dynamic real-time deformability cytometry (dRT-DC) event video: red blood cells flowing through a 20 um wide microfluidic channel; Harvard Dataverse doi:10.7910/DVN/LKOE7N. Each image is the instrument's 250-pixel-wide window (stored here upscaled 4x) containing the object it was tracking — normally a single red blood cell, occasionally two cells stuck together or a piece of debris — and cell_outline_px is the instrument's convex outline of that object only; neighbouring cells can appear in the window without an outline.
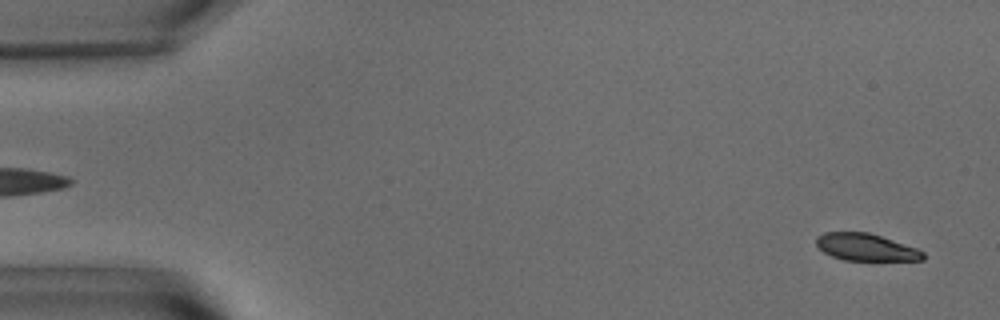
{"species": "common noctule bat (a hibernating species)", "species_latin": "Nyctalus noctula", "temperature_condition": "warm", "stored_images_in_passage": 55, "camera_frame_rate_fps": 3000, "um_per_image_px": 0.085, "animal": {"sex": "male", "body_mass_g": 15.6}, "frame": {"image": 1, "passage_image": 2, "time_ms": 0.333, "image_size_px": [1000, 320], "cell_outline_px": [[924, 260], [844, 260], [832, 256], [824, 252], [816, 244], [816, 236], [824, 232], [868, 232], [916, 248], [924, 252]], "centroid_in_image_um": [73.57, 21.01], "position_along_channel_um": 11.4, "area_um2": 16.7}}
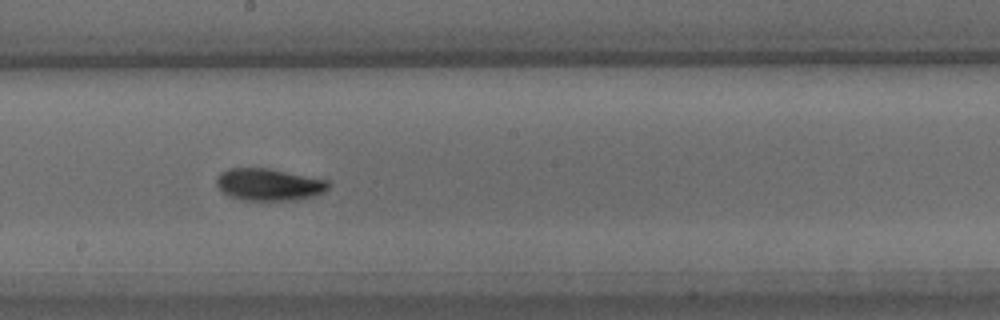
{"frame": {"image": 2, "passage_image": 30, "time_ms": 9.667, "image_size_px": [1000, 320], "cell_outline_px": [[332, 184], [324, 192], [312, 196], [296, 200], [244, 200], [228, 196], [216, 184], [216, 176], [220, 172], [228, 168], [268, 168], [328, 180]], "centroid_in_image_um": [22.85, 15.68], "position_along_channel_um": 225.3, "area_um2": 20.98}}
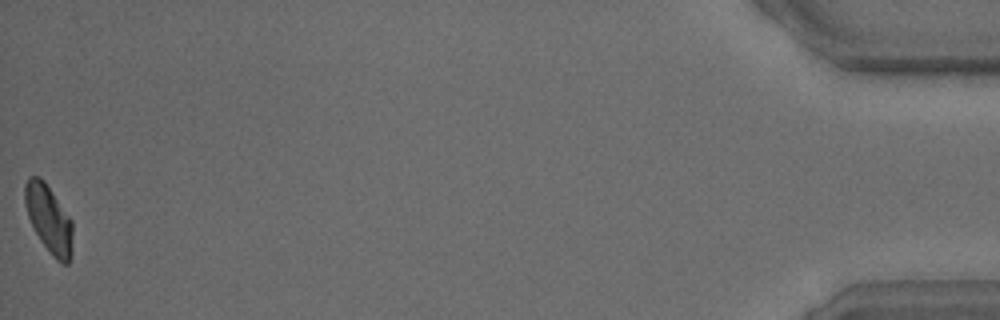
{"frame": {"image": 3, "passage_image": 55, "time_ms": 18.0, "image_size_px": [1000, 320], "cell_outline_px": [[72, 256], [68, 264], [60, 264], [52, 256], [40, 240], [28, 216], [24, 204], [24, 184], [28, 176], [40, 176], [44, 180], [72, 220]], "centroid_in_image_um": [4.15, 18.61], "position_along_channel_um": 431.0, "area_um2": 19.07}, "authors_computed_cell_mechanics": {"area_um2": 19.7098, "velocity_mm_per_s": 3.6416, "shape_relaxation_time_tau1_ms": 3.3058, "shape_relaxation_time_tau2_ms": 4.703, "deformation_change_tau1": 0.1499, "deformation_change_tau2": 0.0717}}